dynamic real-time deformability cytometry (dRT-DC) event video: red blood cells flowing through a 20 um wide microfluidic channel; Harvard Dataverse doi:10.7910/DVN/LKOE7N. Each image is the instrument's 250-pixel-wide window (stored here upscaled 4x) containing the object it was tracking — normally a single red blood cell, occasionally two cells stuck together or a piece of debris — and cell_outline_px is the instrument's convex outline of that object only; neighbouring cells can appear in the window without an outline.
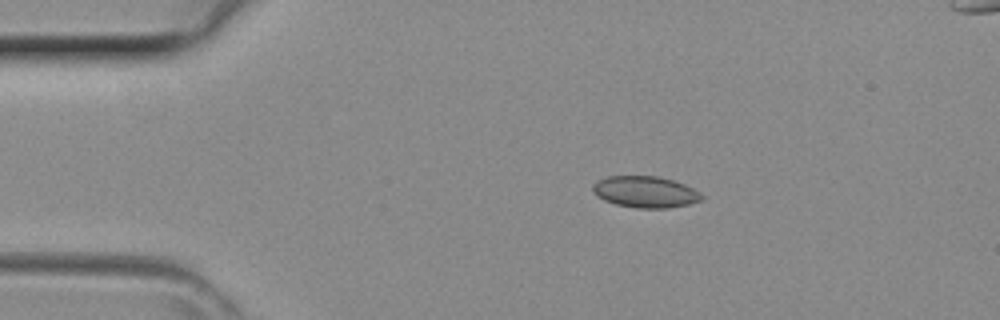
{"species": "common noctule bat (a hibernating species)", "species_latin": "Nyctalus noctula", "temperature_condition": "room temperature", "stored_images_in_passage": 42, "camera_frame_rate_fps": 3000, "um_per_image_px": 0.085, "animal": {"sex": "female", "body_mass_g": 29.2, "forearm_length_mm": 56.3}, "frame": {"image": 1, "passage_image": 7, "time_ms": 2.0, "image_size_px": [1000, 320], "cell_outline_px": [[704, 196], [700, 200], [688, 204], [668, 208], [636, 208], [616, 204], [604, 200], [592, 188], [592, 184], [596, 180], [608, 176], [656, 176], [672, 180], [684, 184], [700, 192]], "centroid_in_image_um": [54.85, 16.31], "position_along_channel_um": 30.1, "area_um2": 19.77}}
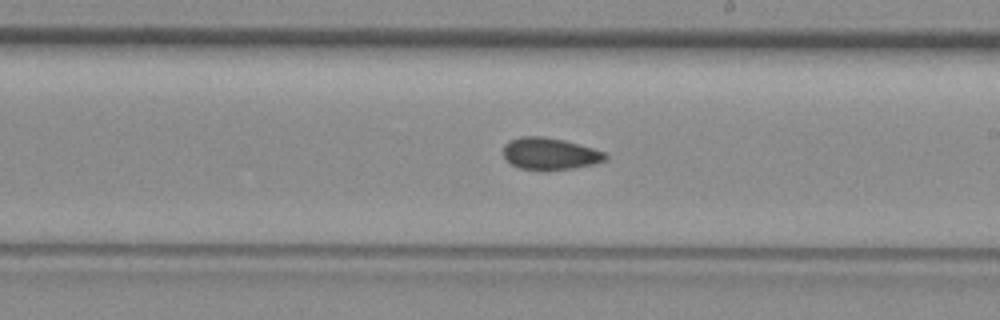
{"frame": {"image": 2, "passage_image": 23, "time_ms": 7.333, "image_size_px": [1000, 320], "cell_outline_px": [[608, 156], [604, 160], [592, 164], [572, 168], [544, 172], [540, 172], [520, 168], [512, 164], [504, 156], [504, 144], [508, 140], [520, 136], [544, 136], [564, 140], [592, 148], [604, 152]], "centroid_in_image_um": [46.69, 13.08], "position_along_channel_um": 242.3, "area_um2": 19.19}}
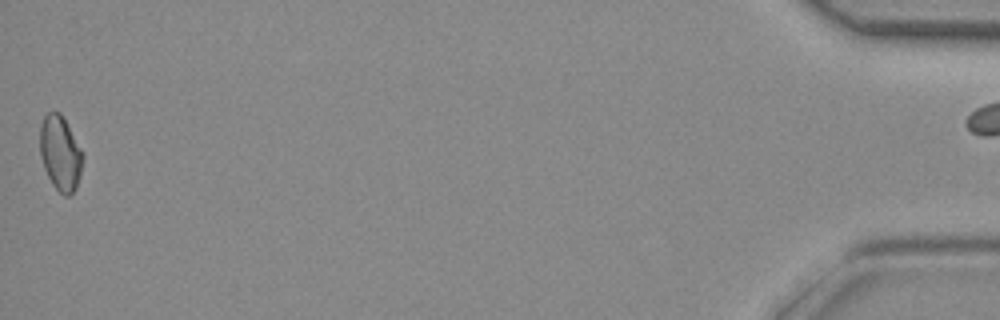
{"frame": {"image": 3, "passage_image": 41, "time_ms": 13.333, "image_size_px": [1000, 320], "cell_outline_px": [[84, 156], [80, 176], [76, 188], [68, 196], [64, 196], [52, 184], [44, 168], [40, 156], [40, 124], [44, 116], [48, 112], [60, 112], [80, 148]], "centroid_in_image_um": [5.11, 13.03], "position_along_channel_um": 430.1, "area_um2": 18.5}}